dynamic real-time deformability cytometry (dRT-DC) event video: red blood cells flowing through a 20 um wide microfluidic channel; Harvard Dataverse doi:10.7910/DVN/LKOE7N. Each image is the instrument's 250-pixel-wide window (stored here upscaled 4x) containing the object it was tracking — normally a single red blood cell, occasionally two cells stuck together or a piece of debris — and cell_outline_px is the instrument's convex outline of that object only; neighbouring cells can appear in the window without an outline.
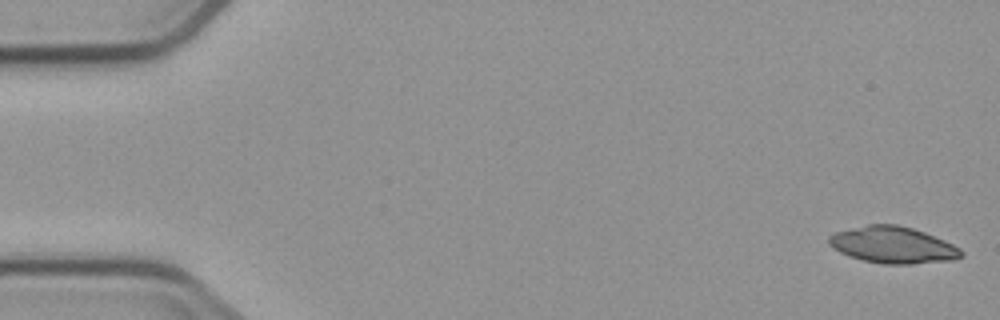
{"species": "common noctule bat (a hibernating species)", "species_latin": "Nyctalus noctula", "temperature_condition": "cold", "stored_images_in_passage": 2, "segment_of_instrument_passage": [2, 2], "camera_frame_rate_fps": 3000, "um_per_image_px": 0.085, "animal": {"sex": "male", "body_mass_g": 23.1, "forearm_length_mm": 52.7}, "frame": {"image": 1, "passage_image": 2, "time_ms": 2.333, "image_size_px": [1000, 320], "cell_outline_px": [[964, 256], [956, 260], [912, 264], [884, 264], [864, 260], [848, 256], [832, 248], [828, 244], [828, 236], [836, 232], [868, 224], [896, 224], [912, 228], [924, 232], [944, 240], [960, 248], [964, 252]], "centroid_in_image_um": [75.91, 20.83], "position_along_channel_um": 9.1, "area_um2": 28.38}}